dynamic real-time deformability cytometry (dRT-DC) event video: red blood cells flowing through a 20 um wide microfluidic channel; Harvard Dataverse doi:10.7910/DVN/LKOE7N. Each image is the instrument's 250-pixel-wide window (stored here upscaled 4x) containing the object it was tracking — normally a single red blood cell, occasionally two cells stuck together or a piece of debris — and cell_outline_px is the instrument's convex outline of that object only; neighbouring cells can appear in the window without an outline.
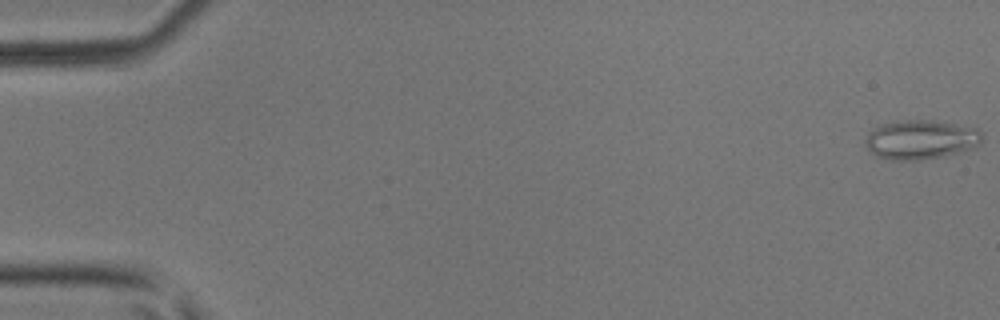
{"species": "common noctule bat (a hibernating species)", "species_latin": "Nyctalus noctula", "temperature_condition": "room temperature", "stored_images_in_passage": 7, "camera_frame_rate_fps": 3000, "um_per_image_px": 0.085, "animal": {"sex": "male", "body_mass_g": 17.9, "forearm_length_mm": 54.2}, "frame": {"image": 1, "passage_image": 1, "time_ms": 0.0, "image_size_px": [1000, 320], "cell_outline_px": [[980, 144], [976, 148], [944, 156], [920, 160], [892, 160], [876, 156], [864, 144], [868, 132], [880, 124], [900, 120], [932, 120], [976, 128], [980, 132]], "centroid_in_image_um": [78.24, 11.87], "position_along_channel_um": 6.8, "area_um2": 26.76}}
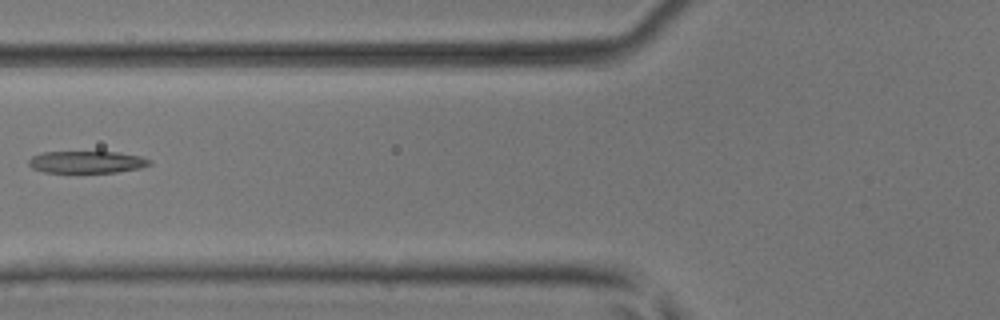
{"frame": {"image": 2, "passage_image": 7, "time_ms": 2.0, "image_size_px": [1000, 320], "cell_outline_px": [[152, 164], [140, 168], [116, 172], [44, 172], [32, 168], [28, 164], [28, 160], [32, 156], [44, 152], [116, 152], [140, 156], [152, 160]], "centroid_in_image_um": [7.38, 13.77], "position_along_channel_um": 118.4, "area_um2": 15.49}}